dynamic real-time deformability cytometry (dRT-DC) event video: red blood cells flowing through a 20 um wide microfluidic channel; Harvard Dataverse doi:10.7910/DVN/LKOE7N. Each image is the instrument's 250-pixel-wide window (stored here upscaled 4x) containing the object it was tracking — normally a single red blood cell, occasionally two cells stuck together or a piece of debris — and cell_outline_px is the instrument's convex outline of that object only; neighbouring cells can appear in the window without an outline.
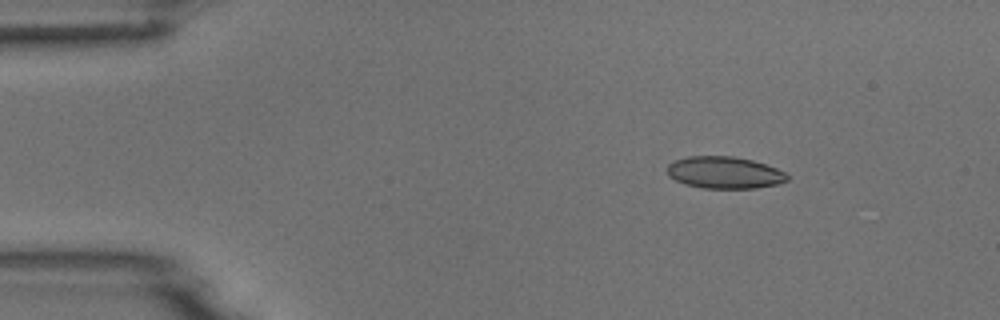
{"species": "common noctule bat (a hibernating species)", "species_latin": "Nyctalus noctula", "temperature_condition": "room temperature", "stored_images_in_passage": 7, "camera_frame_rate_fps": 3000, "um_per_image_px": 0.085, "animal": {"sex": "male", "body_mass_g": 18.8}, "frame": {"image": 1, "passage_image": 3, "time_ms": 2.333, "image_size_px": [1000, 320], "cell_outline_px": [[788, 180], [776, 184], [756, 188], [704, 188], [684, 184], [668, 176], [668, 164], [672, 160], [688, 156], [732, 156], [752, 160], [776, 168], [784, 172], [788, 176]], "centroid_in_image_um": [61.54, 14.66], "position_along_channel_um": 23.5, "area_um2": 22.31}}
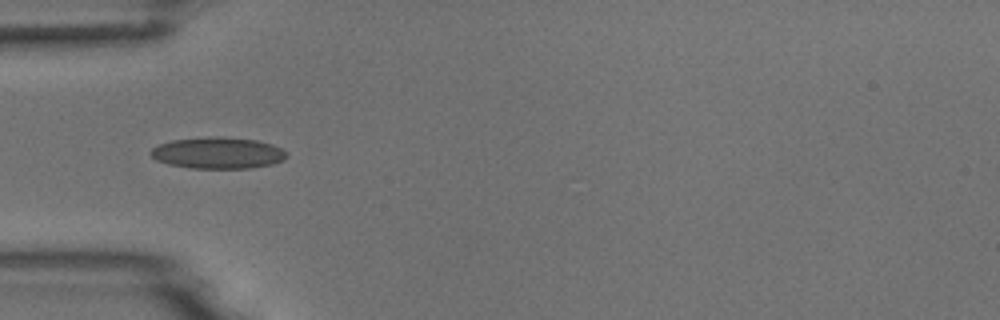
{"frame": {"image": 2, "passage_image": 5, "time_ms": 5.333, "image_size_px": [1000, 320], "cell_outline_px": [[288, 156], [284, 160], [272, 164], [252, 168], [192, 168], [168, 164], [156, 160], [148, 152], [152, 148], [160, 144], [172, 140], [212, 136], [220, 136], [256, 140], [272, 144], [288, 152]], "centroid_in_image_um": [18.54, 13.0], "position_along_channel_um": 66.5, "area_um2": 25.03}}
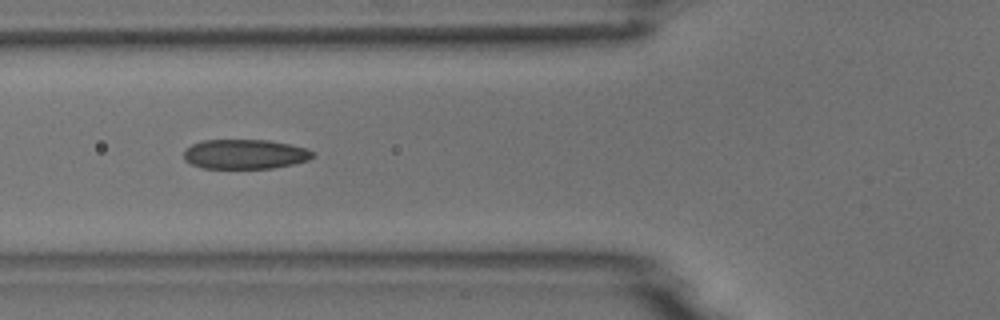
{"frame": {"image": 3, "passage_image": 6, "time_ms": 6.333, "image_size_px": [1000, 320], "cell_outline_px": [[316, 152], [308, 160], [292, 164], [272, 168], [204, 168], [192, 164], [184, 160], [184, 152], [192, 144], [204, 140], [268, 140], [308, 148]], "centroid_in_image_um": [20.84, 13.1], "position_along_channel_um": 105.0, "area_um2": 22.14}}